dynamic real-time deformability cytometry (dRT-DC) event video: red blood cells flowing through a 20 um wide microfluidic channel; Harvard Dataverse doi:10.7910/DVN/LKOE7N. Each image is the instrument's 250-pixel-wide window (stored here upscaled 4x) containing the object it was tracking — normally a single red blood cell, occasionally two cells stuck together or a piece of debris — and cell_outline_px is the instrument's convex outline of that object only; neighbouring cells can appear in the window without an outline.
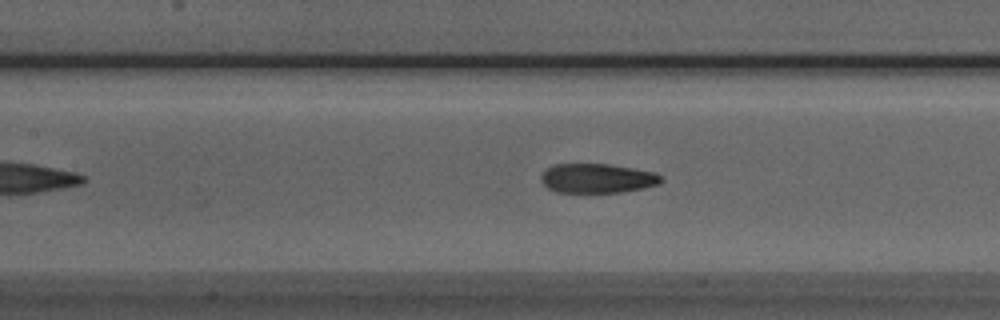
{"species": "Egyptian fruit bat (a non-hibernating species)", "species_latin": "Rousettus aegyptiacus", "temperature_condition": "room temperature", "stored_images_in_passage": 32, "camera_frame_rate_fps": 3000, "um_per_image_px": 0.085, "animal": {"sex": "male"}, "frame": {"image": 1, "passage_image": 8, "time_ms": 2.333, "image_size_px": [1000, 320], "cell_outline_px": [[664, 180], [660, 184], [644, 188], [620, 192], [556, 192], [548, 188], [540, 180], [540, 176], [548, 168], [556, 164], [608, 164], [656, 172]], "centroid_in_image_um": [50.79, 15.16], "position_along_channel_um": 156.6, "area_um2": 20.52}}
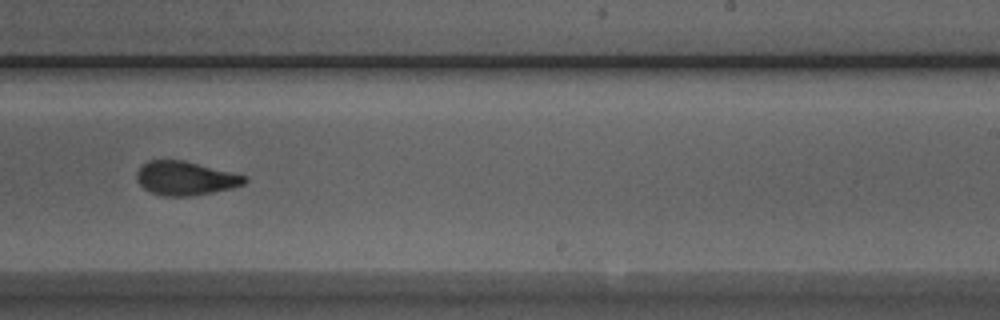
{"frame": {"image": 2, "passage_image": 17, "time_ms": 5.333, "image_size_px": [1000, 320], "cell_outline_px": [[248, 180], [244, 184], [232, 188], [192, 196], [160, 196], [144, 188], [136, 180], [136, 172], [148, 160], [184, 160], [248, 176]], "centroid_in_image_um": [15.77, 15.15], "position_along_channel_um": 273.2, "area_um2": 21.33}}
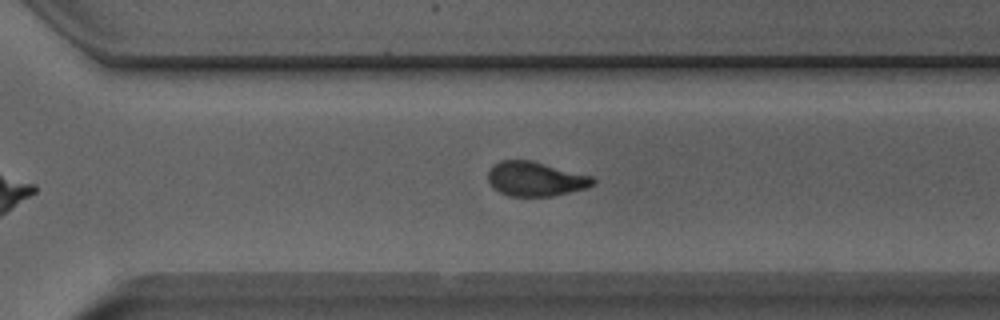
{"frame": {"image": 3, "passage_image": 21, "time_ms": 6.667, "image_size_px": [1000, 320], "cell_outline_px": [[596, 180], [588, 188], [552, 196], [508, 196], [492, 188], [488, 184], [488, 172], [500, 160], [532, 160], [592, 176]], "centroid_in_image_um": [45.51, 15.21], "position_along_channel_um": 325.1, "area_um2": 21.1}, "authors_computed_cell_mechanics": {"area_um2": 21.5594, "velocity_mm_per_s": 3.8982, "shape_relaxation_time_tau1_ms": 4.3686, "shape_relaxation_time_tau2_ms": 1.6967, "deformation_change_tau1": 0.1441, "deformation_change_tau2": 0.0861}}